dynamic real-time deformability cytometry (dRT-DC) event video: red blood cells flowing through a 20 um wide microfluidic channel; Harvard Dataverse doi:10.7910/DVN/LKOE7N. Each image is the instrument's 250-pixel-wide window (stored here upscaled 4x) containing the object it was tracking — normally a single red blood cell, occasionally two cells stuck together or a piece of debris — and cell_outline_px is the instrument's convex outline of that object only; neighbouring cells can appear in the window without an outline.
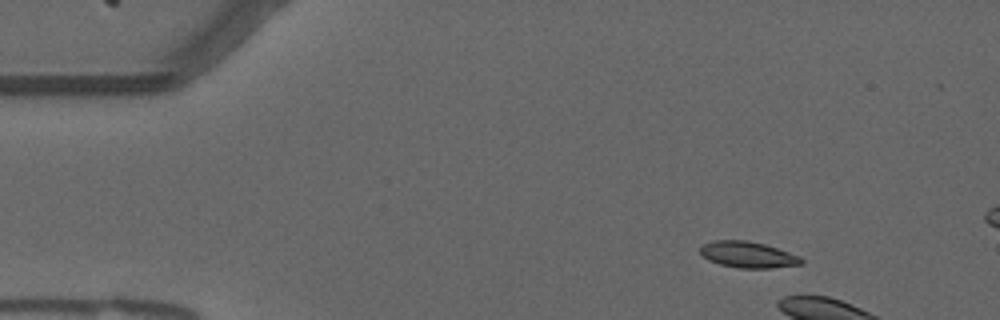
{"species": "common noctule bat (a hibernating species)", "species_latin": "Nyctalus noctula", "temperature_condition": "warm", "stored_images_in_passage": 5, "camera_frame_rate_fps": 3000, "um_per_image_px": 0.085, "animal": {"sex": "male", "forearm_length_mm": 52.5}, "frame": {"image": 1, "passage_image": 1, "time_ms": 0.0, "image_size_px": [1000, 320], "cell_outline_px": [[804, 264], [772, 268], [740, 268], [720, 264], [708, 260], [700, 252], [700, 244], [712, 240], [748, 240], [764, 244], [800, 256], [804, 260]], "centroid_in_image_um": [63.57, 21.64], "position_along_channel_um": 21.4, "area_um2": 15.55}}